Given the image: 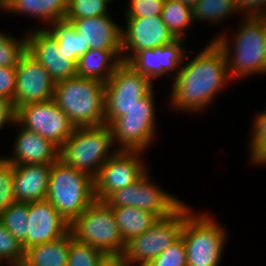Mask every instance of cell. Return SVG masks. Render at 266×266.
I'll list each match as a JSON object with an SVG mask.
<instances>
[{"mask_svg": "<svg viewBox=\"0 0 266 266\" xmlns=\"http://www.w3.org/2000/svg\"><path fill=\"white\" fill-rule=\"evenodd\" d=\"M185 61L188 59H184L173 79L169 103L173 110L198 113L207 109L232 79L225 53L212 39L196 56Z\"/></svg>", "mask_w": 266, "mask_h": 266, "instance_id": "6da1fadb", "label": "cell"}, {"mask_svg": "<svg viewBox=\"0 0 266 266\" xmlns=\"http://www.w3.org/2000/svg\"><path fill=\"white\" fill-rule=\"evenodd\" d=\"M242 19V25L233 37L228 38L224 32L213 38L225 53L232 81L247 78V75H266V39L262 20L258 16Z\"/></svg>", "mask_w": 266, "mask_h": 266, "instance_id": "7a4b0ae2", "label": "cell"}, {"mask_svg": "<svg viewBox=\"0 0 266 266\" xmlns=\"http://www.w3.org/2000/svg\"><path fill=\"white\" fill-rule=\"evenodd\" d=\"M104 86L100 80L75 76L55 83L53 100L75 128L104 125Z\"/></svg>", "mask_w": 266, "mask_h": 266, "instance_id": "3957f363", "label": "cell"}, {"mask_svg": "<svg viewBox=\"0 0 266 266\" xmlns=\"http://www.w3.org/2000/svg\"><path fill=\"white\" fill-rule=\"evenodd\" d=\"M45 199L71 224L95 200L94 178L58 159L52 164Z\"/></svg>", "mask_w": 266, "mask_h": 266, "instance_id": "277c9868", "label": "cell"}, {"mask_svg": "<svg viewBox=\"0 0 266 266\" xmlns=\"http://www.w3.org/2000/svg\"><path fill=\"white\" fill-rule=\"evenodd\" d=\"M192 211L185 204L181 237L187 252V266H219L228 232L212 215Z\"/></svg>", "mask_w": 266, "mask_h": 266, "instance_id": "5b68a950", "label": "cell"}, {"mask_svg": "<svg viewBox=\"0 0 266 266\" xmlns=\"http://www.w3.org/2000/svg\"><path fill=\"white\" fill-rule=\"evenodd\" d=\"M109 125L78 127L59 151V159L95 178L104 163L118 150Z\"/></svg>", "mask_w": 266, "mask_h": 266, "instance_id": "8992f818", "label": "cell"}, {"mask_svg": "<svg viewBox=\"0 0 266 266\" xmlns=\"http://www.w3.org/2000/svg\"><path fill=\"white\" fill-rule=\"evenodd\" d=\"M74 238L88 244L105 255L123 254L125 243L116 223L112 208L105 202L94 200L71 224Z\"/></svg>", "mask_w": 266, "mask_h": 266, "instance_id": "52a82bcc", "label": "cell"}, {"mask_svg": "<svg viewBox=\"0 0 266 266\" xmlns=\"http://www.w3.org/2000/svg\"><path fill=\"white\" fill-rule=\"evenodd\" d=\"M154 88L126 115L116 118L110 125L117 150L143 151L151 146L156 137V107Z\"/></svg>", "mask_w": 266, "mask_h": 266, "instance_id": "ba28073f", "label": "cell"}, {"mask_svg": "<svg viewBox=\"0 0 266 266\" xmlns=\"http://www.w3.org/2000/svg\"><path fill=\"white\" fill-rule=\"evenodd\" d=\"M154 88L153 82L122 61L104 86L105 124L126 115L137 102Z\"/></svg>", "mask_w": 266, "mask_h": 266, "instance_id": "9c48e42d", "label": "cell"}, {"mask_svg": "<svg viewBox=\"0 0 266 266\" xmlns=\"http://www.w3.org/2000/svg\"><path fill=\"white\" fill-rule=\"evenodd\" d=\"M184 220L185 203L171 216L160 218L143 234L127 242L123 255L134 266H146L181 237Z\"/></svg>", "mask_w": 266, "mask_h": 266, "instance_id": "30bf717a", "label": "cell"}, {"mask_svg": "<svg viewBox=\"0 0 266 266\" xmlns=\"http://www.w3.org/2000/svg\"><path fill=\"white\" fill-rule=\"evenodd\" d=\"M104 201L111 208L131 206L153 212L160 218L171 216L185 203L156 185L149 171L137 182L114 191Z\"/></svg>", "mask_w": 266, "mask_h": 266, "instance_id": "8fae6325", "label": "cell"}, {"mask_svg": "<svg viewBox=\"0 0 266 266\" xmlns=\"http://www.w3.org/2000/svg\"><path fill=\"white\" fill-rule=\"evenodd\" d=\"M16 122L51 141L59 149L76 129L53 99L18 107Z\"/></svg>", "mask_w": 266, "mask_h": 266, "instance_id": "7c38bea8", "label": "cell"}, {"mask_svg": "<svg viewBox=\"0 0 266 266\" xmlns=\"http://www.w3.org/2000/svg\"><path fill=\"white\" fill-rule=\"evenodd\" d=\"M143 151L118 150L100 168L94 178L95 200L104 201L114 191L137 182L149 170Z\"/></svg>", "mask_w": 266, "mask_h": 266, "instance_id": "4fadbf2b", "label": "cell"}, {"mask_svg": "<svg viewBox=\"0 0 266 266\" xmlns=\"http://www.w3.org/2000/svg\"><path fill=\"white\" fill-rule=\"evenodd\" d=\"M121 33L122 61L128 62L137 52L172 43L176 38L169 31L161 15L126 18Z\"/></svg>", "mask_w": 266, "mask_h": 266, "instance_id": "5bb4252c", "label": "cell"}, {"mask_svg": "<svg viewBox=\"0 0 266 266\" xmlns=\"http://www.w3.org/2000/svg\"><path fill=\"white\" fill-rule=\"evenodd\" d=\"M55 82L48 71L27 51L16 66V87L13 105L20 106L53 99Z\"/></svg>", "mask_w": 266, "mask_h": 266, "instance_id": "9a60e30c", "label": "cell"}, {"mask_svg": "<svg viewBox=\"0 0 266 266\" xmlns=\"http://www.w3.org/2000/svg\"><path fill=\"white\" fill-rule=\"evenodd\" d=\"M25 34L27 52L43 65L55 83L77 76V64L59 49L58 41L45 28L29 29Z\"/></svg>", "mask_w": 266, "mask_h": 266, "instance_id": "2e32d148", "label": "cell"}, {"mask_svg": "<svg viewBox=\"0 0 266 266\" xmlns=\"http://www.w3.org/2000/svg\"><path fill=\"white\" fill-rule=\"evenodd\" d=\"M26 249L57 240L70 231V224L46 199L28 203Z\"/></svg>", "mask_w": 266, "mask_h": 266, "instance_id": "e0dca14e", "label": "cell"}, {"mask_svg": "<svg viewBox=\"0 0 266 266\" xmlns=\"http://www.w3.org/2000/svg\"><path fill=\"white\" fill-rule=\"evenodd\" d=\"M13 125L19 128L13 143V154L3 157L10 164H53L59 159L60 149L51 141L23 128L16 121Z\"/></svg>", "mask_w": 266, "mask_h": 266, "instance_id": "ac0fdd59", "label": "cell"}, {"mask_svg": "<svg viewBox=\"0 0 266 266\" xmlns=\"http://www.w3.org/2000/svg\"><path fill=\"white\" fill-rule=\"evenodd\" d=\"M109 15L83 19H65L70 22L75 31L89 49L122 50V28Z\"/></svg>", "mask_w": 266, "mask_h": 266, "instance_id": "d6986e66", "label": "cell"}, {"mask_svg": "<svg viewBox=\"0 0 266 266\" xmlns=\"http://www.w3.org/2000/svg\"><path fill=\"white\" fill-rule=\"evenodd\" d=\"M52 164L13 165V193L16 202L44 200L47 195Z\"/></svg>", "mask_w": 266, "mask_h": 266, "instance_id": "ffe728a7", "label": "cell"}, {"mask_svg": "<svg viewBox=\"0 0 266 266\" xmlns=\"http://www.w3.org/2000/svg\"><path fill=\"white\" fill-rule=\"evenodd\" d=\"M122 62V50L89 49L77 63V76L107 82Z\"/></svg>", "mask_w": 266, "mask_h": 266, "instance_id": "44dd1931", "label": "cell"}, {"mask_svg": "<svg viewBox=\"0 0 266 266\" xmlns=\"http://www.w3.org/2000/svg\"><path fill=\"white\" fill-rule=\"evenodd\" d=\"M71 231L61 238L25 249L21 266H67Z\"/></svg>", "mask_w": 266, "mask_h": 266, "instance_id": "7402d4cb", "label": "cell"}, {"mask_svg": "<svg viewBox=\"0 0 266 266\" xmlns=\"http://www.w3.org/2000/svg\"><path fill=\"white\" fill-rule=\"evenodd\" d=\"M68 0H10L6 12L28 15L48 23L65 20Z\"/></svg>", "mask_w": 266, "mask_h": 266, "instance_id": "603a6c76", "label": "cell"}, {"mask_svg": "<svg viewBox=\"0 0 266 266\" xmlns=\"http://www.w3.org/2000/svg\"><path fill=\"white\" fill-rule=\"evenodd\" d=\"M112 210L125 244L143 234L160 219L153 212L131 206L116 207Z\"/></svg>", "mask_w": 266, "mask_h": 266, "instance_id": "cb8c5ba5", "label": "cell"}, {"mask_svg": "<svg viewBox=\"0 0 266 266\" xmlns=\"http://www.w3.org/2000/svg\"><path fill=\"white\" fill-rule=\"evenodd\" d=\"M48 25L42 28H45L58 41L59 49H62L69 55V59L77 64L79 58L89 50V47L84 44L72 24L66 20H61Z\"/></svg>", "mask_w": 266, "mask_h": 266, "instance_id": "d4e9b609", "label": "cell"}, {"mask_svg": "<svg viewBox=\"0 0 266 266\" xmlns=\"http://www.w3.org/2000/svg\"><path fill=\"white\" fill-rule=\"evenodd\" d=\"M161 17L176 39H187V33L185 32L194 23L191 5L180 0H166L163 5Z\"/></svg>", "mask_w": 266, "mask_h": 266, "instance_id": "484cf974", "label": "cell"}, {"mask_svg": "<svg viewBox=\"0 0 266 266\" xmlns=\"http://www.w3.org/2000/svg\"><path fill=\"white\" fill-rule=\"evenodd\" d=\"M185 41L176 39L170 44L154 48L158 60V77L170 79L173 74L172 79H174L177 76L184 59H187L186 55H189L186 54Z\"/></svg>", "mask_w": 266, "mask_h": 266, "instance_id": "4316f807", "label": "cell"}, {"mask_svg": "<svg viewBox=\"0 0 266 266\" xmlns=\"http://www.w3.org/2000/svg\"><path fill=\"white\" fill-rule=\"evenodd\" d=\"M193 22H222L230 14L239 13L236 0H197L192 6Z\"/></svg>", "mask_w": 266, "mask_h": 266, "instance_id": "83f0119b", "label": "cell"}, {"mask_svg": "<svg viewBox=\"0 0 266 266\" xmlns=\"http://www.w3.org/2000/svg\"><path fill=\"white\" fill-rule=\"evenodd\" d=\"M28 203L15 202L11 204L1 215L0 222L26 249Z\"/></svg>", "mask_w": 266, "mask_h": 266, "instance_id": "f1b7e54d", "label": "cell"}, {"mask_svg": "<svg viewBox=\"0 0 266 266\" xmlns=\"http://www.w3.org/2000/svg\"><path fill=\"white\" fill-rule=\"evenodd\" d=\"M262 111L254 118L249 141V160L256 166L266 165V109Z\"/></svg>", "mask_w": 266, "mask_h": 266, "instance_id": "f546056e", "label": "cell"}, {"mask_svg": "<svg viewBox=\"0 0 266 266\" xmlns=\"http://www.w3.org/2000/svg\"><path fill=\"white\" fill-rule=\"evenodd\" d=\"M104 257L102 251L77 241L71 232L67 266H100Z\"/></svg>", "mask_w": 266, "mask_h": 266, "instance_id": "4dcf8cb0", "label": "cell"}, {"mask_svg": "<svg viewBox=\"0 0 266 266\" xmlns=\"http://www.w3.org/2000/svg\"><path fill=\"white\" fill-rule=\"evenodd\" d=\"M26 51V35L17 39L0 32V67H16Z\"/></svg>", "mask_w": 266, "mask_h": 266, "instance_id": "1f68e13d", "label": "cell"}, {"mask_svg": "<svg viewBox=\"0 0 266 266\" xmlns=\"http://www.w3.org/2000/svg\"><path fill=\"white\" fill-rule=\"evenodd\" d=\"M110 0H68V11L65 19H83L103 16L109 11Z\"/></svg>", "mask_w": 266, "mask_h": 266, "instance_id": "d6a6232c", "label": "cell"}, {"mask_svg": "<svg viewBox=\"0 0 266 266\" xmlns=\"http://www.w3.org/2000/svg\"><path fill=\"white\" fill-rule=\"evenodd\" d=\"M24 249L16 238L0 222V266H21ZM3 264V265H1Z\"/></svg>", "mask_w": 266, "mask_h": 266, "instance_id": "836d02e7", "label": "cell"}, {"mask_svg": "<svg viewBox=\"0 0 266 266\" xmlns=\"http://www.w3.org/2000/svg\"><path fill=\"white\" fill-rule=\"evenodd\" d=\"M13 165L0 156V215L16 202L13 193Z\"/></svg>", "mask_w": 266, "mask_h": 266, "instance_id": "e575fe53", "label": "cell"}, {"mask_svg": "<svg viewBox=\"0 0 266 266\" xmlns=\"http://www.w3.org/2000/svg\"><path fill=\"white\" fill-rule=\"evenodd\" d=\"M146 266H187V252L182 237L167 247Z\"/></svg>", "mask_w": 266, "mask_h": 266, "instance_id": "d590c367", "label": "cell"}, {"mask_svg": "<svg viewBox=\"0 0 266 266\" xmlns=\"http://www.w3.org/2000/svg\"><path fill=\"white\" fill-rule=\"evenodd\" d=\"M137 72L148 77L152 82L158 79L157 53L153 49H143L137 52L128 62Z\"/></svg>", "mask_w": 266, "mask_h": 266, "instance_id": "8d00e7d4", "label": "cell"}, {"mask_svg": "<svg viewBox=\"0 0 266 266\" xmlns=\"http://www.w3.org/2000/svg\"><path fill=\"white\" fill-rule=\"evenodd\" d=\"M164 0H130L126 5V18H144L161 15Z\"/></svg>", "mask_w": 266, "mask_h": 266, "instance_id": "74e56055", "label": "cell"}, {"mask_svg": "<svg viewBox=\"0 0 266 266\" xmlns=\"http://www.w3.org/2000/svg\"><path fill=\"white\" fill-rule=\"evenodd\" d=\"M16 67H0V97L14 100Z\"/></svg>", "mask_w": 266, "mask_h": 266, "instance_id": "f35d334b", "label": "cell"}, {"mask_svg": "<svg viewBox=\"0 0 266 266\" xmlns=\"http://www.w3.org/2000/svg\"><path fill=\"white\" fill-rule=\"evenodd\" d=\"M243 16H259L266 13V0H236Z\"/></svg>", "mask_w": 266, "mask_h": 266, "instance_id": "ab89813d", "label": "cell"}, {"mask_svg": "<svg viewBox=\"0 0 266 266\" xmlns=\"http://www.w3.org/2000/svg\"><path fill=\"white\" fill-rule=\"evenodd\" d=\"M16 121V109L13 102L7 98L0 97V131L6 125H13Z\"/></svg>", "mask_w": 266, "mask_h": 266, "instance_id": "60d3db41", "label": "cell"}, {"mask_svg": "<svg viewBox=\"0 0 266 266\" xmlns=\"http://www.w3.org/2000/svg\"><path fill=\"white\" fill-rule=\"evenodd\" d=\"M100 266H134L123 254L105 255L101 260Z\"/></svg>", "mask_w": 266, "mask_h": 266, "instance_id": "b9f144b4", "label": "cell"}, {"mask_svg": "<svg viewBox=\"0 0 266 266\" xmlns=\"http://www.w3.org/2000/svg\"><path fill=\"white\" fill-rule=\"evenodd\" d=\"M10 0H0V11H6Z\"/></svg>", "mask_w": 266, "mask_h": 266, "instance_id": "7bdbcfd3", "label": "cell"}, {"mask_svg": "<svg viewBox=\"0 0 266 266\" xmlns=\"http://www.w3.org/2000/svg\"><path fill=\"white\" fill-rule=\"evenodd\" d=\"M263 23V28H264V34H265V39H266V13L265 14H261L258 16Z\"/></svg>", "mask_w": 266, "mask_h": 266, "instance_id": "ee69618b", "label": "cell"}, {"mask_svg": "<svg viewBox=\"0 0 266 266\" xmlns=\"http://www.w3.org/2000/svg\"><path fill=\"white\" fill-rule=\"evenodd\" d=\"M180 1L193 6L197 0H180Z\"/></svg>", "mask_w": 266, "mask_h": 266, "instance_id": "f6af8a7d", "label": "cell"}]
</instances>
